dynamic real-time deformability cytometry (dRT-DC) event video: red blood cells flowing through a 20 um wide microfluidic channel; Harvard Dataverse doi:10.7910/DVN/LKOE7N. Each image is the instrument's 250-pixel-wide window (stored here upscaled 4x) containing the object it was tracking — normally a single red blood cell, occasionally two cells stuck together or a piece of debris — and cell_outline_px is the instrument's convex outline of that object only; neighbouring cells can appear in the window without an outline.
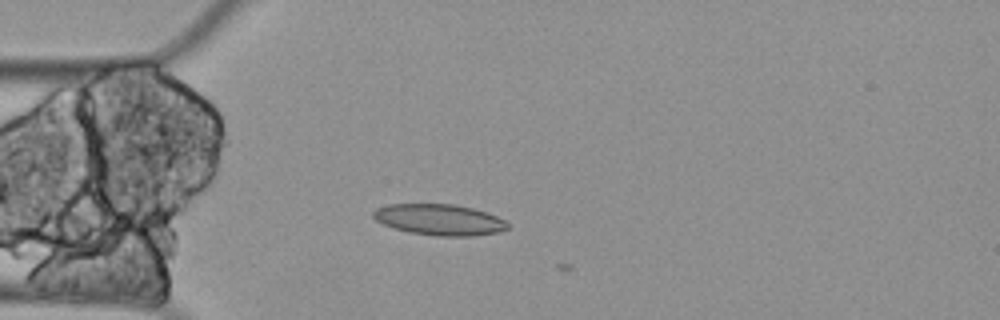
{"species": "Egyptian fruit bat (a non-hibernating species)", "species_latin": "Rousettus aegyptiacus", "temperature_condition": "cold", "stored_images_in_passage": 3, "camera_frame_rate_fps": 3000, "um_per_image_px": 0.085, "animal": {"sex": "female"}, "frame": {"image": 1, "passage_image": 2, "time_ms": 0.333, "image_size_px": [1000, 320], "cell_outline_px": [[508, 228], [496, 232], [472, 236], [436, 236], [408, 232], [384, 224], [376, 220], [372, 216], [372, 212], [376, 208], [388, 204], [452, 204], [472, 208], [488, 212], [504, 220], [508, 224]], "centroid_in_image_um": [37.33, 18.67], "position_along_channel_um": 47.7, "area_um2": 24.22}}